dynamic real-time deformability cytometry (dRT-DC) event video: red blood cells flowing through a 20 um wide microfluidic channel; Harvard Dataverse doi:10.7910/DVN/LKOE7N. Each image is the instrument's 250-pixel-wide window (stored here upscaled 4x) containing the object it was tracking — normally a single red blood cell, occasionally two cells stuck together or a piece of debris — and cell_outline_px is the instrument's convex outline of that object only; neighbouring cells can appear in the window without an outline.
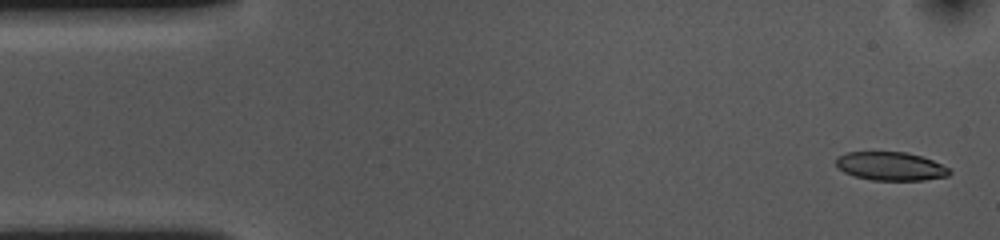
{"species": "common noctule bat (a hibernating species)", "species_latin": "Nyctalus noctula", "temperature_condition": "cold", "stored_images_in_passage": 11, "camera_frame_rate_fps": 3000, "um_per_image_px": 0.085, "animal": {"sex": "female", "body_mass_g": 10.0, "forearm_length_mm": 53.1}, "frame": {"image": 1, "passage_image": 2, "time_ms": 0.333, "image_size_px": [1000, 240], "cell_outline_px": [[952, 172], [948, 176], [924, 180], [872, 180], [856, 176], [844, 172], [836, 164], [836, 156], [848, 152], [904, 152], [920, 156], [932, 160], [948, 168]], "centroid_in_image_um": [75.7, 14.13], "position_along_channel_um": 9.3, "area_um2": 18.67}}